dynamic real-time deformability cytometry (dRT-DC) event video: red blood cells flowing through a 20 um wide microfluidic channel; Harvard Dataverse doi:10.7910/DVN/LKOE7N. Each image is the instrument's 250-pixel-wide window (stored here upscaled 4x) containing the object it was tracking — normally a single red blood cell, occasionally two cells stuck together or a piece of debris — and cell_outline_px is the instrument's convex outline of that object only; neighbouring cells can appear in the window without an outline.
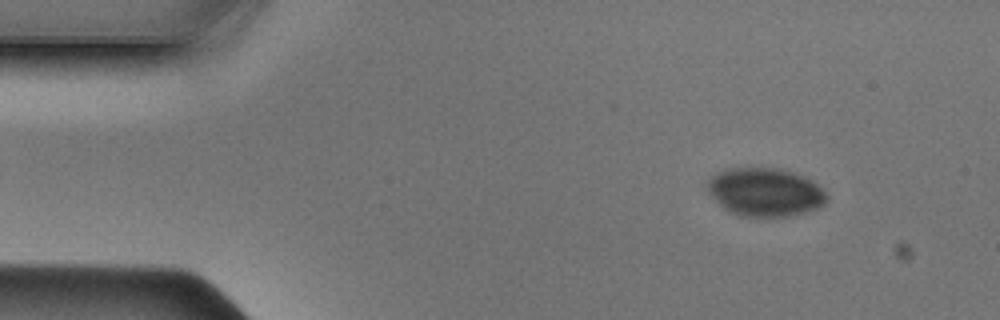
{"species": "Egyptian fruit bat (a non-hibernating species)", "species_latin": "Rousettus aegyptiacus", "temperature_condition": "cold", "stored_images_in_passage": 45, "camera_frame_rate_fps": 3000, "um_per_image_px": 0.085, "animal": {"sex": "male"}, "frame": {"image": 1, "passage_image": 3, "time_ms": 0.667, "image_size_px": [1000, 320], "cell_outline_px": [[828, 200], [824, 204], [816, 208], [804, 212], [788, 216], [740, 216], [728, 212], [708, 192], [704, 184], [716, 172], [728, 168], [780, 168], [804, 176], [812, 180], [828, 196]], "centroid_in_image_um": [65.0, 16.32], "position_along_channel_um": 20.0, "area_um2": 33.64}}
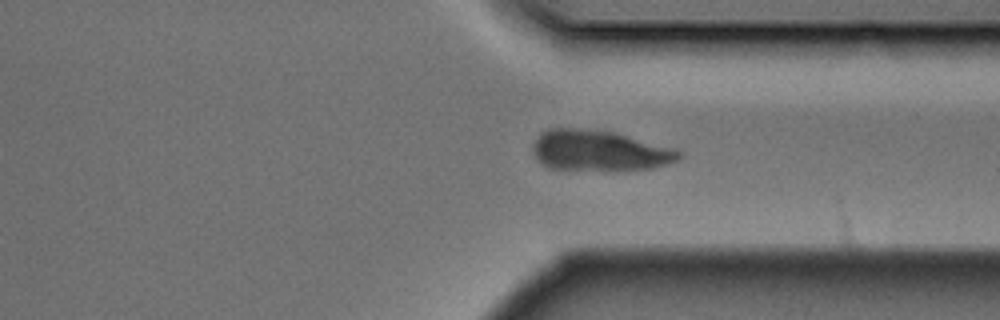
{"frame": {"image": 2, "passage_image": 33, "time_ms": 10.667, "image_size_px": [1000, 320], "cell_outline_px": [[684, 156], [668, 164], [652, 168], [616, 172], [548, 168], [540, 164], [532, 152], [532, 144], [540, 132], [548, 128], [596, 128], [676, 148], [684, 152]], "centroid_in_image_um": [50.94, 12.82], "position_along_channel_um": 360.5, "area_um2": 35.84}}
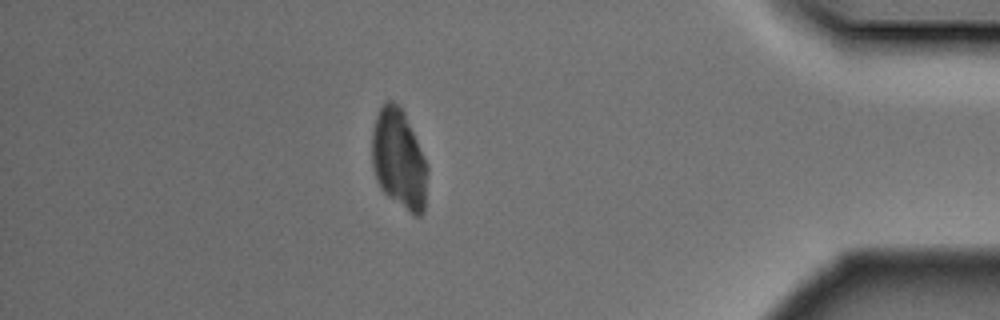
{"frame": {"image": 3, "passage_image": 39, "time_ms": 12.667, "image_size_px": [1000, 320], "cell_outline_px": [[428, 172], [424, 212], [420, 216], [412, 216], [388, 196], [380, 188], [372, 164], [372, 132], [376, 116], [380, 108], [388, 100], [392, 100], [404, 112], [428, 164]], "centroid_in_image_um": [33.93, 13.58], "position_along_channel_um": 401.3, "area_um2": 32.37}}